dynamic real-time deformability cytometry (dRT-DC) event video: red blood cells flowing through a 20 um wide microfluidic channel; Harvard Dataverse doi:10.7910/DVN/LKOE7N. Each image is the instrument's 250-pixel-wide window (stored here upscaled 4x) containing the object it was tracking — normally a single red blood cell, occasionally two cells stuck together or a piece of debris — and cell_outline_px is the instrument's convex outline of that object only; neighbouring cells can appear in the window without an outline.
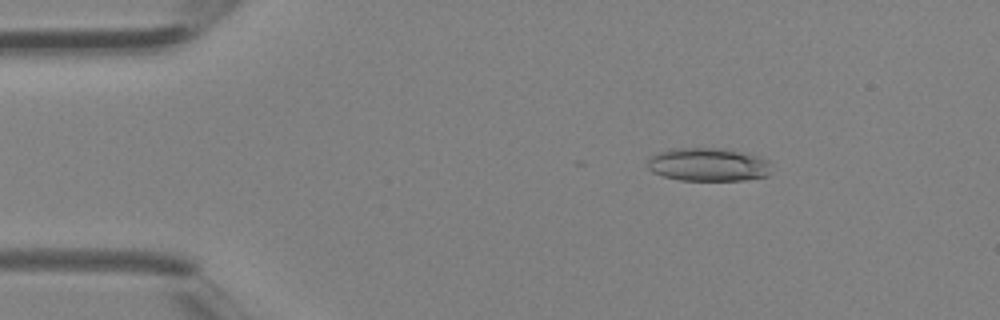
{"species": "Egyptian fruit bat (a non-hibernating species)", "species_latin": "Rousettus aegyptiacus", "temperature_condition": "room temperature", "stored_images_in_passage": 4, "camera_frame_rate_fps": 3000, "um_per_image_px": 0.085, "animal": {"sex": "female"}, "frame": {"image": 1, "passage_image": 2, "time_ms": 0.333, "image_size_px": [1000, 320], "cell_outline_px": [[768, 176], [744, 180], [680, 180], [664, 176], [652, 172], [648, 168], [648, 156], [656, 152], [672, 148], [720, 148], [756, 156], [768, 160]], "centroid_in_image_um": [60.11, 13.99], "position_along_channel_um": 24.9, "area_um2": 23.87}}